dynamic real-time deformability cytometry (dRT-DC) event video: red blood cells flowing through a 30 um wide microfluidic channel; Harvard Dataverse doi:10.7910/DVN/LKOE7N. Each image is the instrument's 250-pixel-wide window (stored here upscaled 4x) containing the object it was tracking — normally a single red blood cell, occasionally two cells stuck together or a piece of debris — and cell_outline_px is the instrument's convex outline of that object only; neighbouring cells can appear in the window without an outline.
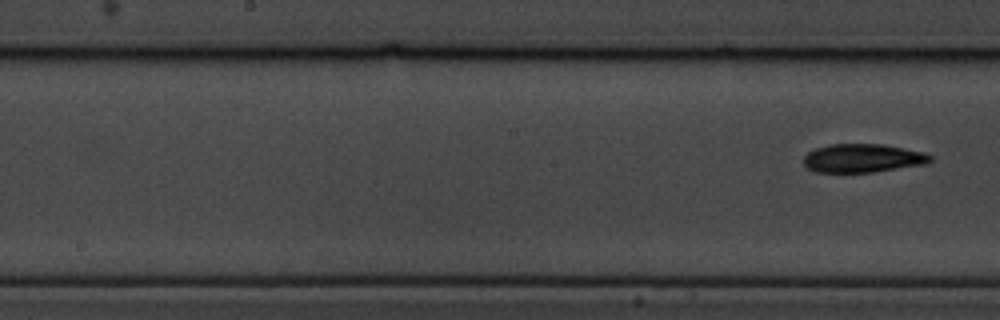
{"species": "common noctule bat (a hibernating species)", "species_latin": "Nyctalus noctula", "temperature_condition": "cold", "stored_images_in_passage": 7, "segment_of_instrument_passage": [2, 2], "camera_frame_rate_fps": 3000, "um_per_image_px": 0.085, "animal": {"sex": "male", "body_mass_g": 19.5, "forearm_length_mm": 54.6}, "frame": {"image": 1, "passage_image": 7, "time_ms": 7.667, "image_size_px": [1000, 320], "cell_outline_px": [[932, 160], [924, 164], [872, 172], [816, 172], [808, 168], [804, 164], [804, 156], [808, 152], [816, 148], [828, 144], [880, 144], [904, 148], [924, 152], [932, 156]], "centroid_in_image_um": [73.31, 13.44], "position_along_channel_um": 174.9, "area_um2": 20.92}}